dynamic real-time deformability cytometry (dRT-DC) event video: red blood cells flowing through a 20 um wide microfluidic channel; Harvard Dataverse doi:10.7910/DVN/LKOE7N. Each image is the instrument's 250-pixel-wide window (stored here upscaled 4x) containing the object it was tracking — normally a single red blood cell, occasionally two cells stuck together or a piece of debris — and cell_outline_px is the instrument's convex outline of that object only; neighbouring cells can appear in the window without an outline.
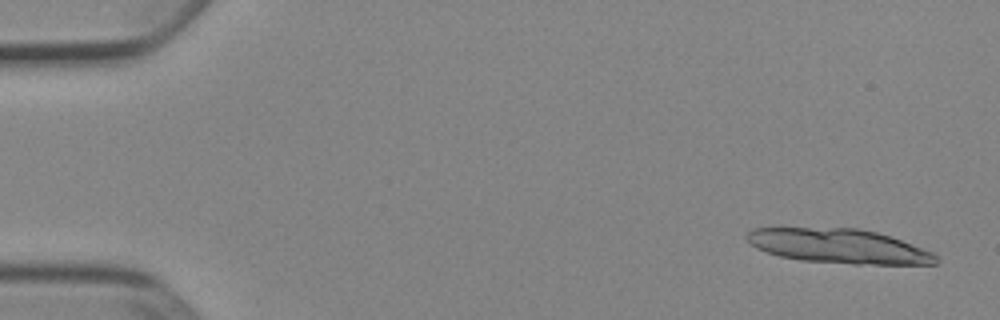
{"species": "Egyptian fruit bat (a non-hibernating species)", "species_latin": "Rousettus aegyptiacus", "temperature_condition": "cold", "stored_images_in_passage": 15, "camera_frame_rate_fps": 3000, "um_per_image_px": 0.085, "animal": {"sex": "female"}, "frame": {"image": 1, "passage_image": 3, "time_ms": 0.667, "image_size_px": [1000, 320], "cell_outline_px": [[940, 260], [936, 264], [852, 264], [800, 260], [780, 256], [756, 248], [744, 236], [752, 228], [860, 228], [876, 232], [900, 240], [932, 252]], "centroid_in_image_um": [71.28, 20.92], "position_along_channel_um": 13.7, "area_um2": 37.69}}